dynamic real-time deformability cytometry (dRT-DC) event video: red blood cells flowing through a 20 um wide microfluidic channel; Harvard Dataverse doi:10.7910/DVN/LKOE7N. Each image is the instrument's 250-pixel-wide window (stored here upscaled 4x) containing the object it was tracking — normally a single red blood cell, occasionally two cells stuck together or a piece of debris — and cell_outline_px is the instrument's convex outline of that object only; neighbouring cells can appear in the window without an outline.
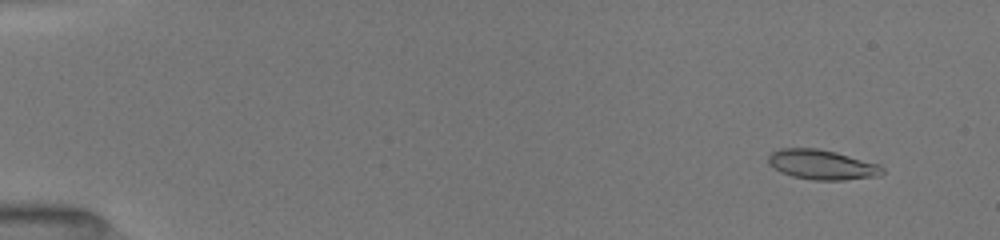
{"species": "common noctule bat (a hibernating species)", "species_latin": "Nyctalus noctula", "temperature_condition": "room temperature", "stored_images_in_passage": 11, "camera_frame_rate_fps": 3000, "um_per_image_px": 0.085, "animal": {"sex": "female", "body_mass_g": 19.5, "forearm_length_mm": 54.1}, "frame": {"image": 1, "passage_image": 3, "time_ms": 1.333, "image_size_px": [1000, 240], "cell_outline_px": [[884, 172], [880, 176], [844, 180], [812, 180], [792, 176], [768, 164], [768, 156], [772, 152], [780, 148], [816, 148], [836, 152], [880, 164], [884, 168]], "centroid_in_image_um": [69.91, 13.99], "position_along_channel_um": 15.1, "area_um2": 19.83}}
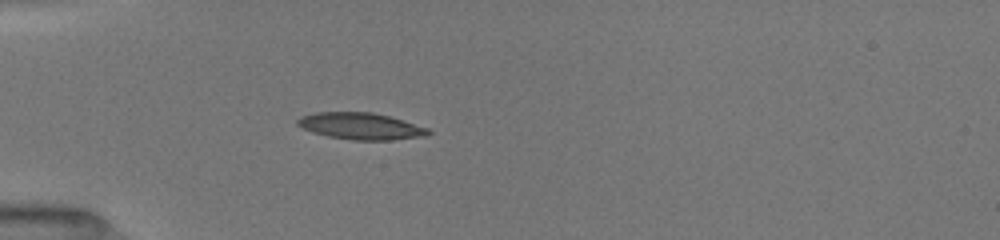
{"frame": {"image": 2, "passage_image": 8, "time_ms": 5.333, "image_size_px": [1000, 240], "cell_outline_px": [[432, 132], [428, 136], [392, 140], [352, 140], [328, 136], [312, 132], [296, 124], [296, 120], [300, 116], [316, 112], [372, 112], [388, 116], [428, 128]], "centroid_in_image_um": [30.67, 10.72], "position_along_channel_um": 54.3, "area_um2": 20.35}}
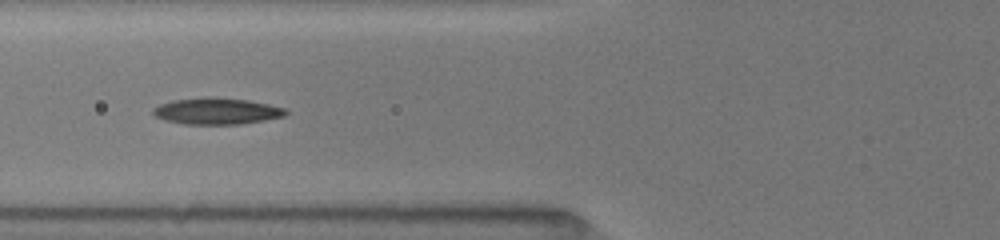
{"frame": {"image": 3, "passage_image": 10, "time_ms": 7.0, "image_size_px": [1000, 240], "cell_outline_px": [[288, 112], [284, 116], [264, 120], [240, 124], [184, 124], [164, 120], [156, 116], [152, 112], [152, 108], [160, 104], [172, 100], [208, 96], [212, 96], [248, 100], [268, 104], [284, 108]], "centroid_in_image_um": [18.39, 9.43], "position_along_channel_um": 107.4, "area_um2": 20.52}}